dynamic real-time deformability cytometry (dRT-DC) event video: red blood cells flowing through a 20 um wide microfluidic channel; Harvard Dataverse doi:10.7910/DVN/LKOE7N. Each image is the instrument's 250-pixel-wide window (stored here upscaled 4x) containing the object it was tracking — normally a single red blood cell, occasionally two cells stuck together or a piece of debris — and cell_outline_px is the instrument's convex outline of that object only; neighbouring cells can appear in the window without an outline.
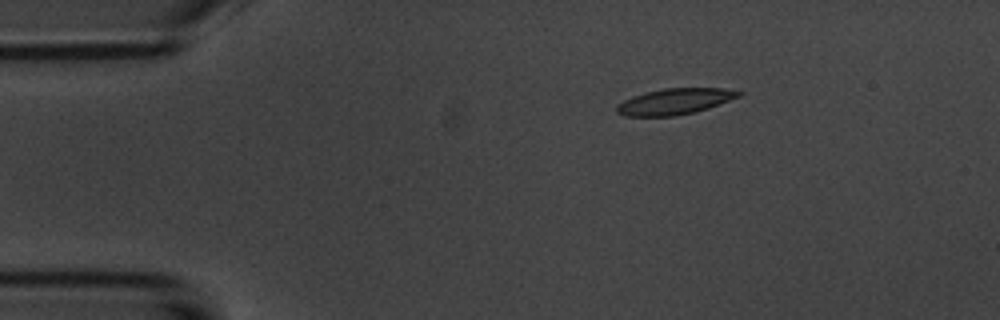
{"species": "common noctule bat (a hibernating species)", "species_latin": "Nyctalus noctula", "temperature_condition": "room temperature", "stored_images_in_passage": 46, "camera_frame_rate_fps": 3000, "um_per_image_px": 0.085, "animal": {"sex": "male", "body_mass_g": 20.1, "forearm_length_mm": 53.5}, "frame": {"image": 1, "passage_image": 1, "time_ms": 0.0, "image_size_px": [1000, 320], "cell_outline_px": [[744, 92], [740, 96], [708, 108], [676, 116], [624, 116], [616, 112], [616, 104], [632, 96], [664, 88], [720, 88]], "centroid_in_image_um": [57.32, 8.63], "position_along_channel_um": 27.7, "area_um2": 18.32}}
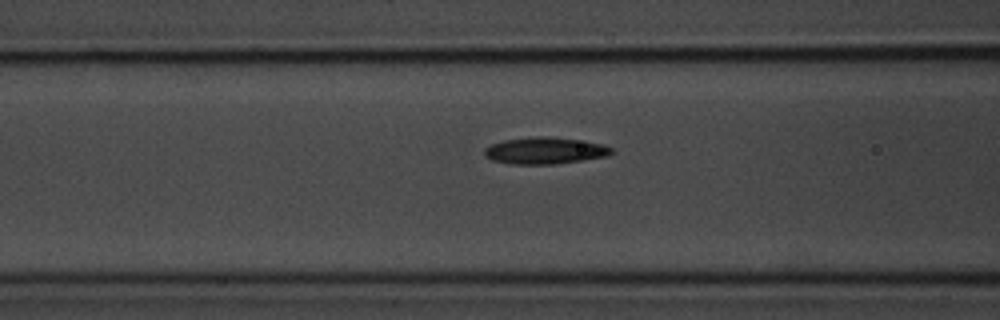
{"frame": {"image": 2, "passage_image": 13, "time_ms": 4.0, "image_size_px": [1000, 320], "cell_outline_px": [[616, 152], [608, 156], [556, 164], [508, 164], [492, 160], [484, 156], [484, 148], [492, 144], [504, 140], [536, 136], [548, 136], [604, 144], [612, 148]], "centroid_in_image_um": [46.32, 12.81], "position_along_channel_um": 120.3, "area_um2": 19.88}}
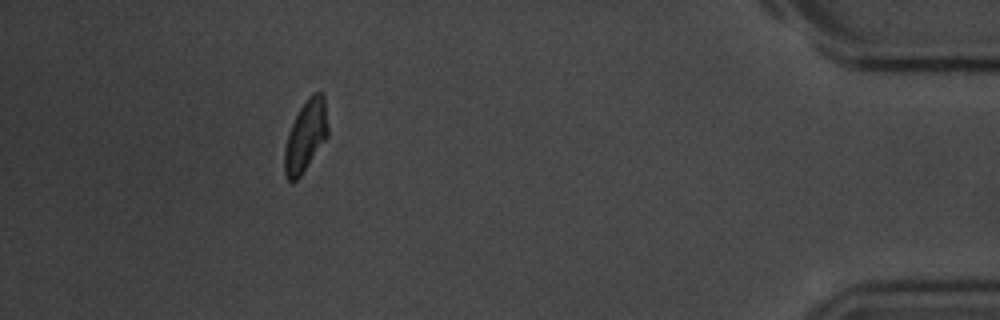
{"frame": {"image": 3, "passage_image": 41, "time_ms": 13.333, "image_size_px": [1000, 320], "cell_outline_px": [[328, 136], [300, 176], [296, 180], [288, 180], [284, 172], [284, 148], [288, 132], [300, 108], [308, 96], [312, 92], [324, 92], [328, 128]], "centroid_in_image_um": [25.99, 11.51], "position_along_channel_um": 409.2, "area_um2": 17.98}, "authors_computed_cell_mechanics": {"area_um2": 18.8717, "velocity_mm_per_s": 3.7057, "shape_relaxation_time_tau1_ms": 6.0372, "shape_relaxation_time_tau2_ms": null, "deformation_change_tau1": 0.1618, "deformation_change_tau2": null}}